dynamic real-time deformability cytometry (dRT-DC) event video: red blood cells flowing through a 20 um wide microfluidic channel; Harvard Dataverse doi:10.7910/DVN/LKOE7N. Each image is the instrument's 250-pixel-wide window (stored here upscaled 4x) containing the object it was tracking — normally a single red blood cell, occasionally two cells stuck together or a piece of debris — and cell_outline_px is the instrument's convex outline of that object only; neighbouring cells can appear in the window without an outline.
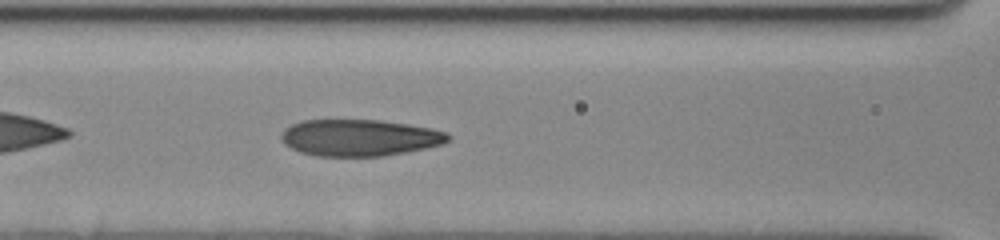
{"species": "human", "species_latin": "Homo sapiens", "temperature_condition": "cold", "stored_images_in_passage": 34, "camera_frame_rate_fps": 3000, "um_per_image_px": 0.085, "donor": {"sex": "female"}, "frame": {"image": 1, "passage_image": 8, "time_ms": 2.333, "image_size_px": [1000, 240], "cell_outline_px": [[452, 136], [444, 144], [384, 156], [316, 156], [300, 152], [284, 144], [280, 136], [284, 128], [292, 124], [304, 120], [380, 120], [408, 124], [432, 128], [448, 132]], "centroid_in_image_um": [30.57, 11.7], "position_along_channel_um": 136.0, "area_um2": 35.72}}
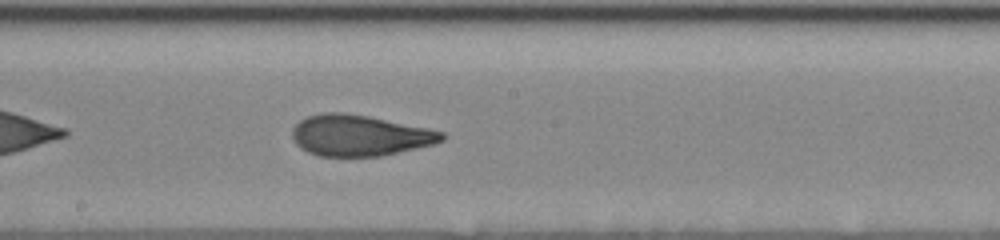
{"frame": {"image": 2, "passage_image": 15, "time_ms": 4.667, "image_size_px": [1000, 240], "cell_outline_px": [[444, 140], [432, 144], [380, 156], [320, 156], [308, 152], [300, 148], [292, 140], [292, 128], [300, 120], [308, 116], [324, 112], [340, 112], [368, 116], [428, 128], [444, 132]], "centroid_in_image_um": [30.52, 11.51], "position_along_channel_um": 217.7, "area_um2": 35.55}}
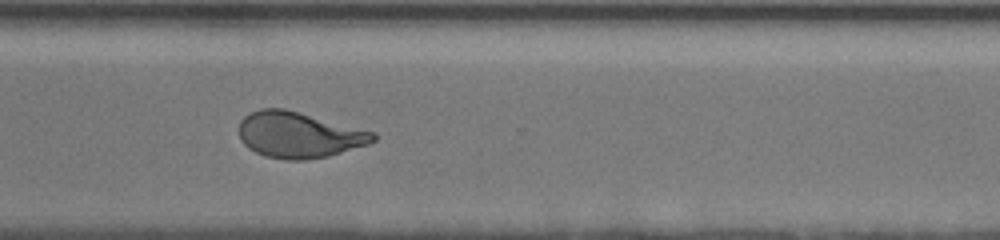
{"frame": {"image": 3, "passage_image": 26, "time_ms": 8.333, "image_size_px": [1000, 240], "cell_outline_px": [[376, 140], [368, 144], [328, 156], [304, 160], [284, 160], [264, 156], [248, 148], [240, 140], [240, 120], [244, 116], [260, 108], [284, 108], [376, 132]], "centroid_in_image_um": [25.4, 11.46], "position_along_channel_um": 345.2, "area_um2": 35.95}}